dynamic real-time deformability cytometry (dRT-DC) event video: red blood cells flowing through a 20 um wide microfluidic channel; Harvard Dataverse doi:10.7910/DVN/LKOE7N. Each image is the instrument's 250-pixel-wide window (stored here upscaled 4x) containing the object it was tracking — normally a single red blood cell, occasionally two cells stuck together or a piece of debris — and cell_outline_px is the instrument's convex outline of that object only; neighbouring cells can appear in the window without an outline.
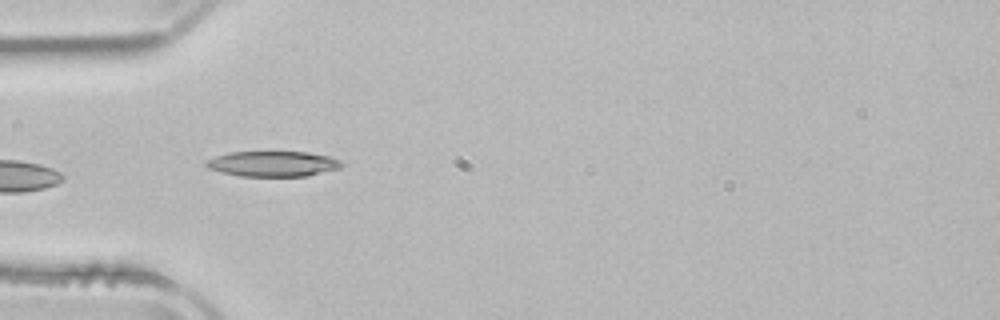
{"species": "common noctule bat (a hibernating species)", "species_latin": "Nyctalus noctula", "temperature_condition": "room temperature", "stored_images_in_passage": 4, "camera_frame_rate_fps": 3000, "um_per_image_px": 0.085, "animal": {"sex": "male", "body_mass_g": 21.5, "forearm_length_mm": 52.0}, "frame": {"image": 1, "passage_image": 4, "time_ms": 4.333, "image_size_px": [1000, 320], "cell_outline_px": [[344, 164], [340, 168], [308, 176], [240, 176], [208, 168], [204, 164], [208, 160], [216, 156], [228, 152], [308, 152], [328, 156], [340, 160]], "centroid_in_image_um": [23.23, 13.92], "position_along_channel_um": 61.8, "area_um2": 19.94}}